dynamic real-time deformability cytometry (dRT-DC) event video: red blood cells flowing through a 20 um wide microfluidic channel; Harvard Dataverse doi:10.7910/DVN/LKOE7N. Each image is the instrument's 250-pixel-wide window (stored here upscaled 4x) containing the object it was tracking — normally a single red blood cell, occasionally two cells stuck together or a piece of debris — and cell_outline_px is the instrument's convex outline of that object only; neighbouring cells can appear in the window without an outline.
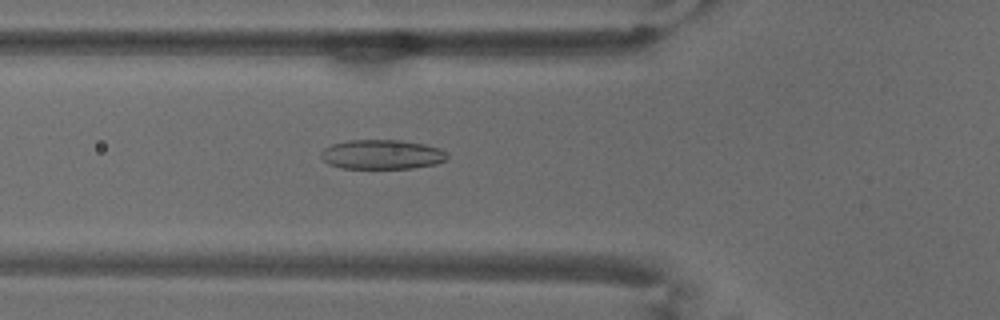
{"species": "common noctule bat (a hibernating species)", "species_latin": "Nyctalus noctula", "temperature_condition": "warm", "stored_images_in_passage": 53, "camera_frame_rate_fps": 3000, "um_per_image_px": 0.085, "animal": {"sex": "male", "body_mass_g": 18.8}, "frame": {"image": 1, "passage_image": 19, "time_ms": 6.0, "image_size_px": [1000, 320], "cell_outline_px": [[448, 156], [444, 160], [436, 164], [412, 168], [340, 168], [328, 164], [320, 156], [320, 152], [324, 148], [332, 144], [348, 140], [400, 140], [424, 144], [440, 148], [448, 152]], "centroid_in_image_um": [32.46, 13.13], "position_along_channel_um": 93.3, "area_um2": 21.79}}
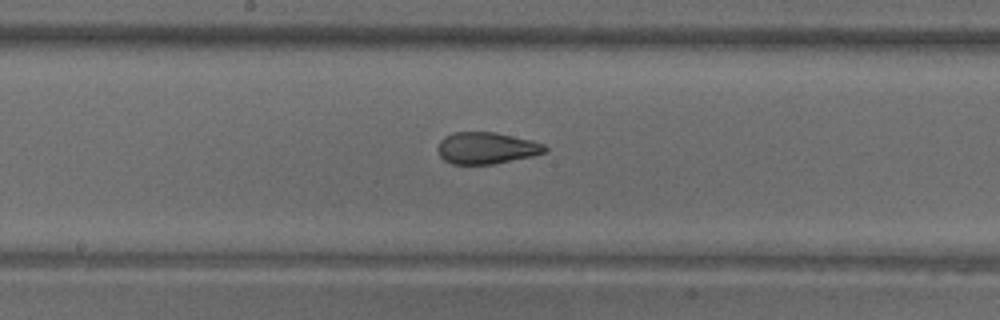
{"frame": {"image": 2, "passage_image": 28, "time_ms": 9.0, "image_size_px": [1000, 320], "cell_outline_px": [[548, 152], [532, 156], [492, 164], [452, 164], [444, 160], [440, 156], [436, 148], [440, 140], [444, 136], [452, 132], [496, 132], [532, 140], [544, 144], [548, 148]], "centroid_in_image_um": [41.34, 12.58], "position_along_channel_um": 206.9, "area_um2": 20.0}}
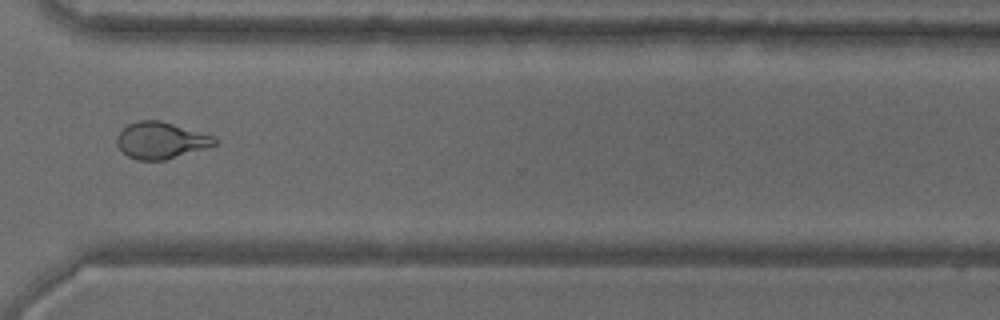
{"frame": {"image": 3, "passage_image": 40, "time_ms": 13.0, "image_size_px": [1000, 320], "cell_outline_px": [[220, 140], [216, 144], [204, 148], [164, 160], [136, 160], [128, 156], [116, 144], [116, 136], [128, 124], [136, 120], [160, 120], [216, 136]], "centroid_in_image_um": [13.68, 11.92], "position_along_channel_um": 356.9, "area_um2": 20.87}, "authors_computed_cell_mechanics": {"area_um2": 21.964, "velocity_mm_per_s": 3.7548, "shape_relaxation_time_tau1_ms": 11.0885, "shape_relaxation_time_tau2_ms": 1.358, "deformation_change_tau1": 0.2675, "deformation_change_tau2": 0.0717}}